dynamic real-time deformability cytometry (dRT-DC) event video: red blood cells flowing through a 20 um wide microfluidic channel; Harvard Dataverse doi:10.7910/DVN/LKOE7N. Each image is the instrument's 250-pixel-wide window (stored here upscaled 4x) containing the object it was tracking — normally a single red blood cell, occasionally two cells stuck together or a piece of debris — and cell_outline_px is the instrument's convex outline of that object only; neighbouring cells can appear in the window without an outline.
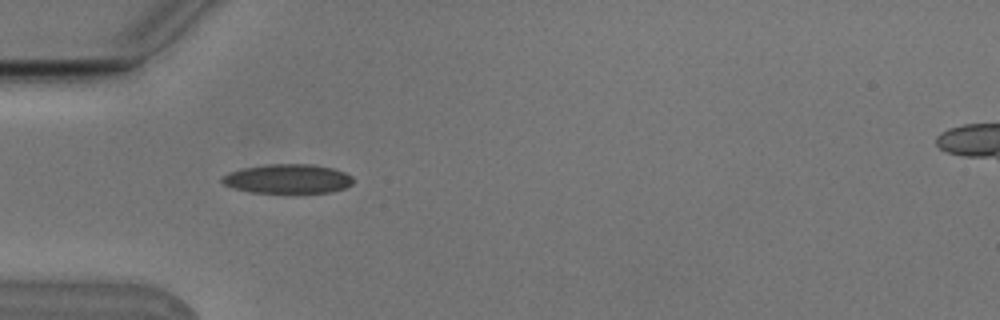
{"species": "Egyptian fruit bat (a non-hibernating species)", "species_latin": "Rousettus aegyptiacus", "temperature_condition": "cold", "stored_images_in_passage": 3, "camera_frame_rate_fps": 3000, "um_per_image_px": 0.085, "animal": {"sex": "male"}, "frame": {"image": 1, "passage_image": 2, "time_ms": 0.333, "image_size_px": [1000, 320], "cell_outline_px": [[352, 184], [344, 188], [332, 192], [248, 192], [232, 188], [224, 184], [220, 180], [220, 176], [228, 172], [244, 168], [268, 164], [312, 164], [332, 168], [344, 172], [352, 176]], "centroid_in_image_um": [24.41, 15.19], "position_along_channel_um": 60.6, "area_um2": 22.31}}